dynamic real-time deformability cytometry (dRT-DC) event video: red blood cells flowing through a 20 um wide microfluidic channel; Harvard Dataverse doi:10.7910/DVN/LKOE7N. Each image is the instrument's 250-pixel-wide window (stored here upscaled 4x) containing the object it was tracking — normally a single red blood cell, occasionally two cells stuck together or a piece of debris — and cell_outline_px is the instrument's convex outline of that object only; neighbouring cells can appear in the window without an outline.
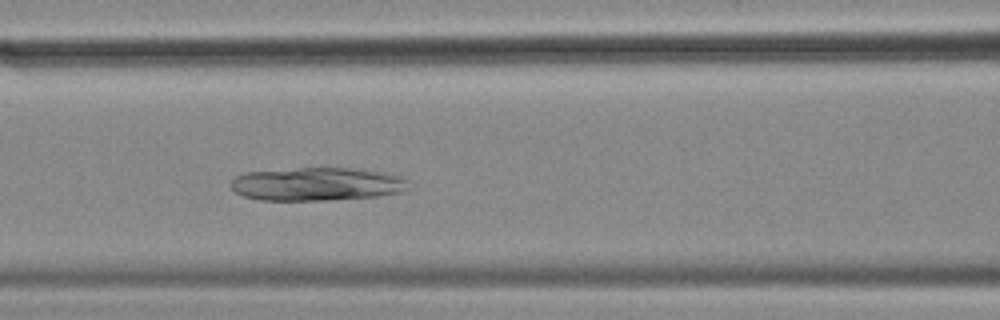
{"species": "common noctule bat (a hibernating species)", "species_latin": "Nyctalus noctula", "temperature_condition": "cold", "stored_images_in_passage": 56, "camera_frame_rate_fps": 3000, "um_per_image_px": 0.085, "animal": {"sex": "female", "body_mass_g": 18.4}, "frame": {"image": 1, "passage_image": 23, "time_ms": 7.333, "image_size_px": [1000, 320], "cell_outline_px": [[408, 188], [400, 192], [376, 196], [324, 200], [260, 200], [244, 196], [236, 192], [232, 188], [232, 180], [236, 176], [244, 172], [300, 168], [360, 168], [384, 172], [400, 176], [408, 180]], "centroid_in_image_um": [26.95, 15.64], "position_along_channel_um": 139.6, "area_um2": 34.39}}
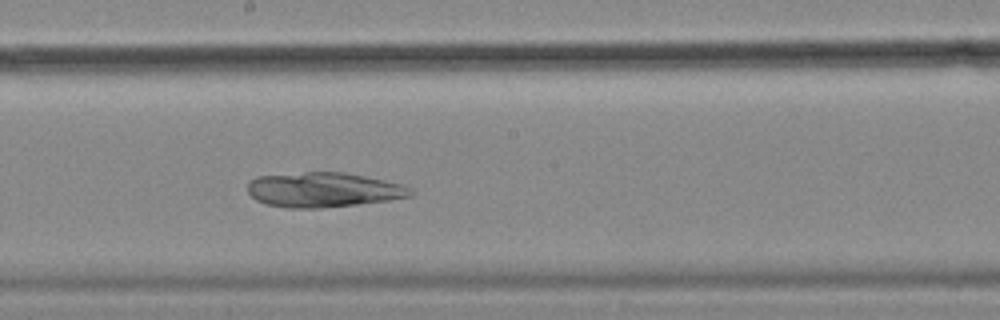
{"frame": {"image": 2, "passage_image": 30, "time_ms": 9.667, "image_size_px": [1000, 320], "cell_outline_px": [[416, 192], [412, 196], [388, 200], [356, 204], [320, 208], [288, 208], [268, 204], [256, 200], [248, 192], [248, 180], [256, 176], [304, 172], [344, 172], [384, 180], [400, 184], [412, 188]], "centroid_in_image_um": [27.49, 16.13], "position_along_channel_um": 220.7, "area_um2": 33.06}}
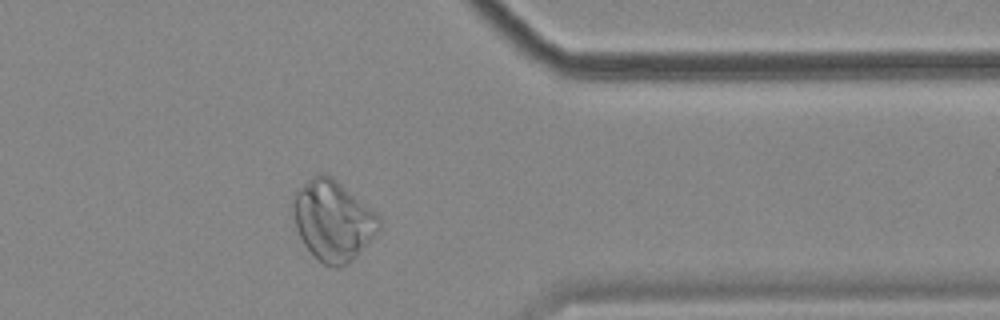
{"frame": {"image": 3, "passage_image": 45, "time_ms": 14.667, "image_size_px": [1000, 320], "cell_outline_px": [[380, 228], [352, 260], [348, 264], [340, 268], [336, 268], [324, 264], [304, 244], [296, 228], [292, 204], [296, 192], [312, 176], [320, 172], [324, 172], [332, 176], [376, 212], [380, 216]], "centroid_in_image_um": [28.3, 18.72], "position_along_channel_um": 383.1, "area_um2": 39.77}}